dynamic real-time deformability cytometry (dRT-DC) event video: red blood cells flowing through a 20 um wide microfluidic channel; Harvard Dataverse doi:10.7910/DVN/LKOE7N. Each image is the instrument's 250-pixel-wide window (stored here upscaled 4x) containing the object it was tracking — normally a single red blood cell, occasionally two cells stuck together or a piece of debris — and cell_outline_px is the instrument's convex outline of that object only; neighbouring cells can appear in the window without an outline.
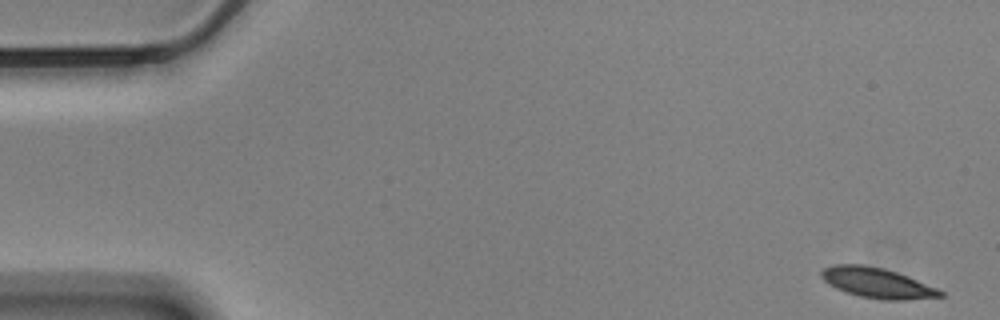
{"species": "Egyptian fruit bat (a non-hibernating species)", "species_latin": "Rousettus aegyptiacus", "temperature_condition": "cold", "stored_images_in_passage": 49, "camera_frame_rate_fps": 3000, "um_per_image_px": 0.085, "animal": {"sex": "male"}, "frame": {"image": 1, "passage_image": 1, "time_ms": 0.0, "image_size_px": [1000, 320], "cell_outline_px": [[944, 296], [904, 300], [880, 300], [860, 296], [836, 288], [824, 280], [820, 276], [820, 272], [824, 268], [836, 264], [864, 264], [884, 268], [908, 276], [936, 288], [944, 292]], "centroid_in_image_um": [74.55, 24.04], "position_along_channel_um": 10.4, "area_um2": 20.81}}
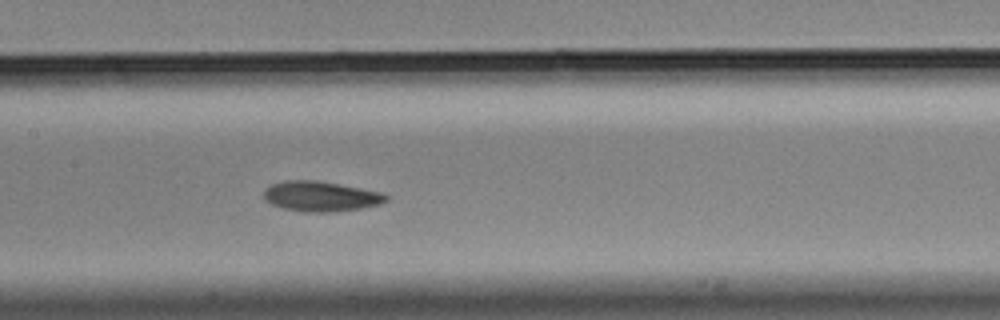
{"frame": {"image": 2, "passage_image": 27, "time_ms": 8.667, "image_size_px": [1000, 320], "cell_outline_px": [[388, 200], [380, 204], [360, 208], [332, 212], [308, 212], [284, 208], [272, 204], [264, 200], [264, 188], [272, 184], [284, 180], [316, 180], [360, 188], [380, 192], [388, 196]], "centroid_in_image_um": [27.23, 16.68], "position_along_channel_um": 180.2, "area_um2": 21.33}}
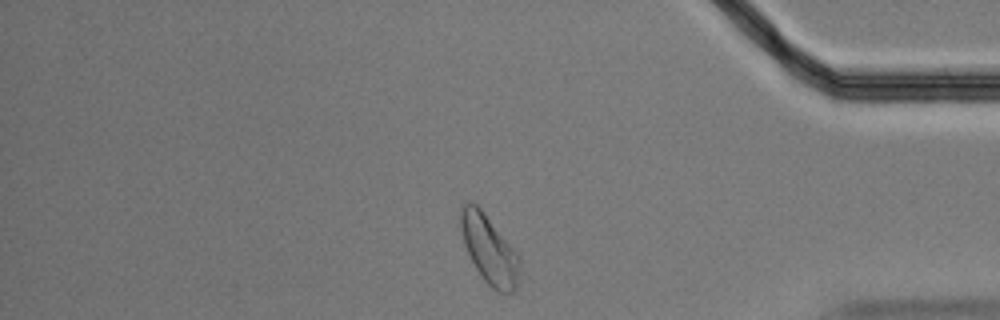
{"frame": {"image": 3, "passage_image": 48, "time_ms": 15.667, "image_size_px": [1000, 320], "cell_outline_px": [[520, 264], [516, 288], [508, 296], [492, 288], [484, 280], [476, 268], [464, 244], [460, 228], [460, 212], [464, 204], [468, 200], [476, 204], [480, 208], [520, 256]], "centroid_in_image_um": [41.59, 21.23], "position_along_channel_um": 393.6, "area_um2": 23.35}, "authors_computed_cell_mechanics": {"area_um2": 21.0392, "velocity_mm_per_s": 3.4335, "shape_relaxation_time_tau1_ms": 3.9736, "shape_relaxation_time_tau2_ms": 4.8828, "deformation_change_tau1": 0.103, "deformation_change_tau2": 0.1068}}